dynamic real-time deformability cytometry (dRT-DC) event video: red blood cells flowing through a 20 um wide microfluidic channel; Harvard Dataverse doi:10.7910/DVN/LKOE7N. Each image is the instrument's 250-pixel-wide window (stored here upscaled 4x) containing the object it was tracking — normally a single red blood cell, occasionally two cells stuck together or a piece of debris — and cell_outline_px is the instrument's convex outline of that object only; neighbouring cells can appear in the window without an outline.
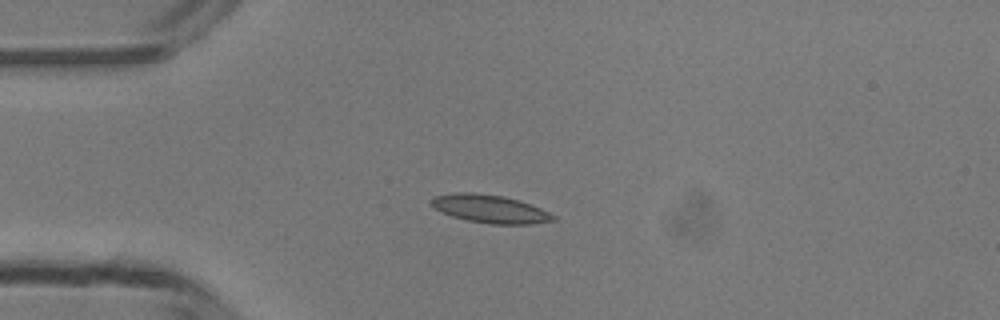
{"species": "common noctule bat (a hibernating species)", "species_latin": "Nyctalus noctula", "temperature_condition": "room temperature", "stored_images_in_passage": 38, "camera_frame_rate_fps": 3000, "um_per_image_px": 0.085, "animal": {"sex": "male", "body_mass_g": 13.3}, "frame": {"image": 1, "passage_image": 2, "time_ms": 0.333, "image_size_px": [1000, 320], "cell_outline_px": [[556, 220], [532, 224], [488, 224], [468, 220], [452, 216], [428, 204], [428, 200], [436, 196], [456, 192], [472, 192], [500, 196], [520, 200], [540, 208], [556, 216]], "centroid_in_image_um": [41.65, 17.75], "position_along_channel_um": 43.4, "area_um2": 19.88}}
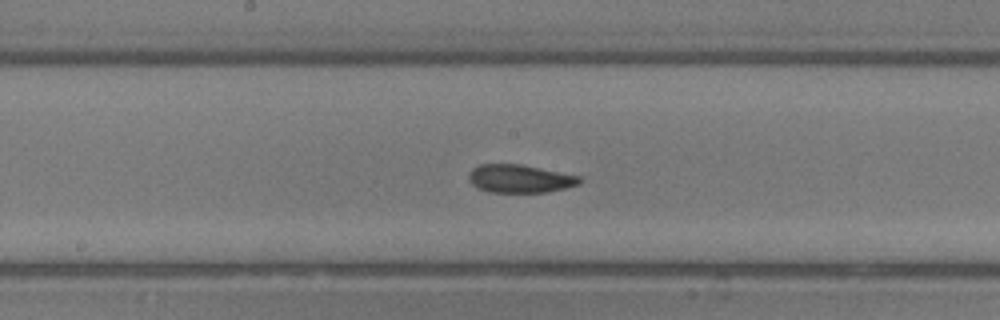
{"frame": {"image": 2, "passage_image": 15, "time_ms": 4.667, "image_size_px": [1000, 320], "cell_outline_px": [[584, 180], [580, 184], [548, 192], [488, 192], [476, 188], [468, 180], [468, 172], [472, 168], [480, 164], [520, 164], [580, 176]], "centroid_in_image_um": [44.16, 15.19], "position_along_channel_um": 204.0, "area_um2": 18.32}}
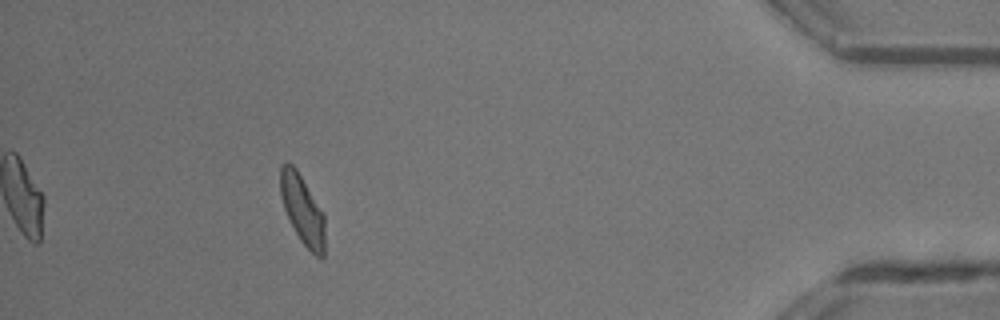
{"frame": {"image": 3, "passage_image": 34, "time_ms": 11.0, "image_size_px": [1000, 320], "cell_outline_px": [[324, 256], [316, 256], [300, 240], [284, 208], [280, 196], [280, 168], [284, 164], [292, 164], [296, 168], [324, 212]], "centroid_in_image_um": [25.71, 17.8], "position_along_channel_um": 409.5, "area_um2": 17.69}, "authors_computed_cell_mechanics": {"area_um2": 18.1492, "velocity_mm_per_s": 4.199, "shape_relaxation_time_tau1_ms": 8.9169, "shape_relaxation_time_tau2_ms": 2.0798, "deformation_change_tau1": 0.2124, "deformation_change_tau2": 0.0833}}